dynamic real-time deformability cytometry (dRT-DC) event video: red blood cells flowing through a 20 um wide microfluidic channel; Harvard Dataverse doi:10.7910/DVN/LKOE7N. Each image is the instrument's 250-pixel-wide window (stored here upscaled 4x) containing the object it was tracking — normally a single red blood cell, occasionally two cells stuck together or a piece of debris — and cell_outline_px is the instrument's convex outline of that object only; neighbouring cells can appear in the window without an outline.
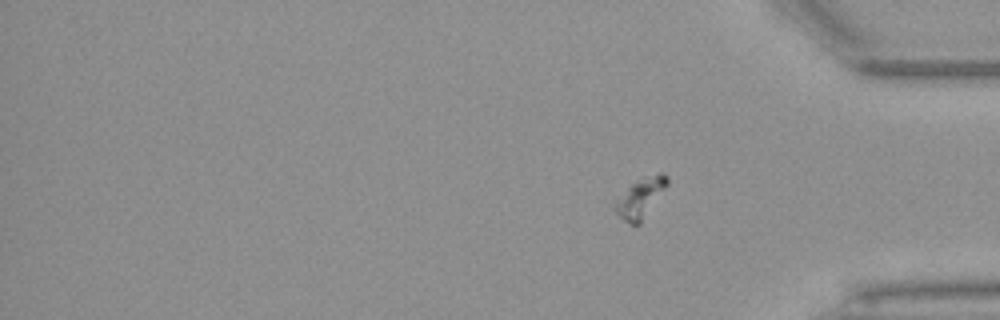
{"species": "Egyptian fruit bat (a non-hibernating species)", "species_latin": "Rousettus aegyptiacus", "temperature_condition": "warm", "stored_images_in_passage": 35, "segment_of_instrument_passage": [2, 2], "camera_frame_rate_fps": 3000, "um_per_image_px": 0.085, "animal": {"sex": "female"}, "frame": {"image": 1, "passage_image": 35, "time_ms": 11.333, "image_size_px": [1000, 320], "cell_outline_px": [[668, 184], [640, 224], [628, 224], [612, 208], [612, 200], [632, 184], [648, 176], [660, 172], [664, 172], [668, 176]], "centroid_in_image_um": [54.39, 16.83], "position_along_channel_um": 380.8, "area_um2": 12.02}}